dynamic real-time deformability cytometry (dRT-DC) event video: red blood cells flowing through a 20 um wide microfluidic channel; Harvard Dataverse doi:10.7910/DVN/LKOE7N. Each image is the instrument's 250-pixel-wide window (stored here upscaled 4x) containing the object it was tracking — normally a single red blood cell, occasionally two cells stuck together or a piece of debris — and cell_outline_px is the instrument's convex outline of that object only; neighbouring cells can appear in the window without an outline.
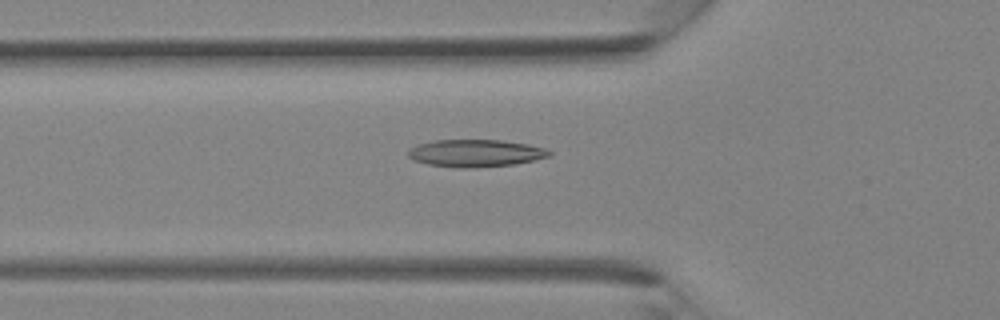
{"species": "Egyptian fruit bat (a non-hibernating species)", "species_latin": "Rousettus aegyptiacus", "temperature_condition": "room temperature", "stored_images_in_passage": 29, "camera_frame_rate_fps": 3000, "um_per_image_px": 0.085, "animal": {"sex": "female"}, "frame": {"image": 1, "passage_image": 7, "time_ms": 2.0, "image_size_px": [1000, 320], "cell_outline_px": [[552, 152], [548, 156], [516, 164], [464, 168], [460, 168], [428, 164], [412, 160], [408, 156], [408, 152], [412, 148], [420, 144], [436, 140], [500, 140], [528, 144], [544, 148]], "centroid_in_image_um": [40.41, 13.02], "position_along_channel_um": 85.4, "area_um2": 22.14}}
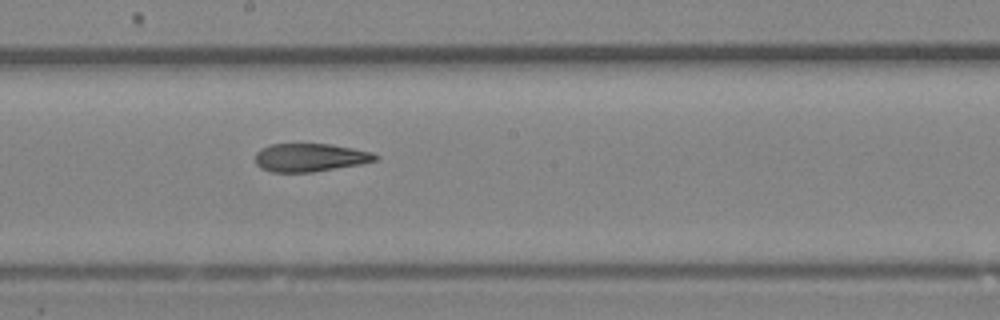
{"frame": {"image": 2, "passage_image": 14, "time_ms": 4.333, "image_size_px": [1000, 320], "cell_outline_px": [[380, 156], [376, 160], [360, 164], [312, 172], [272, 172], [260, 168], [256, 164], [256, 152], [260, 148], [272, 144], [332, 144], [372, 152]], "centroid_in_image_um": [26.34, 13.38], "position_along_channel_um": 221.9, "area_um2": 19.71}}
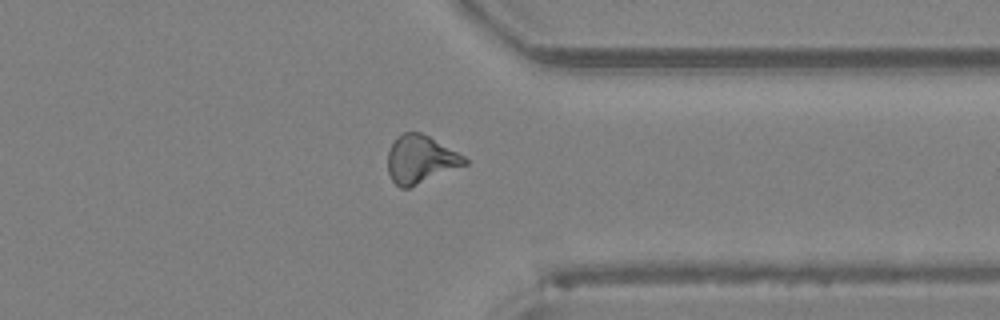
{"frame": {"image": 3, "passage_image": 22, "time_ms": 7.0, "image_size_px": [1000, 320], "cell_outline_px": [[468, 164], [408, 188], [400, 188], [392, 180], [388, 172], [388, 152], [396, 136], [404, 132], [420, 132], [428, 136], [464, 156], [468, 160]], "centroid_in_image_um": [35.73, 13.55], "position_along_channel_um": 375.7, "area_um2": 21.27}}